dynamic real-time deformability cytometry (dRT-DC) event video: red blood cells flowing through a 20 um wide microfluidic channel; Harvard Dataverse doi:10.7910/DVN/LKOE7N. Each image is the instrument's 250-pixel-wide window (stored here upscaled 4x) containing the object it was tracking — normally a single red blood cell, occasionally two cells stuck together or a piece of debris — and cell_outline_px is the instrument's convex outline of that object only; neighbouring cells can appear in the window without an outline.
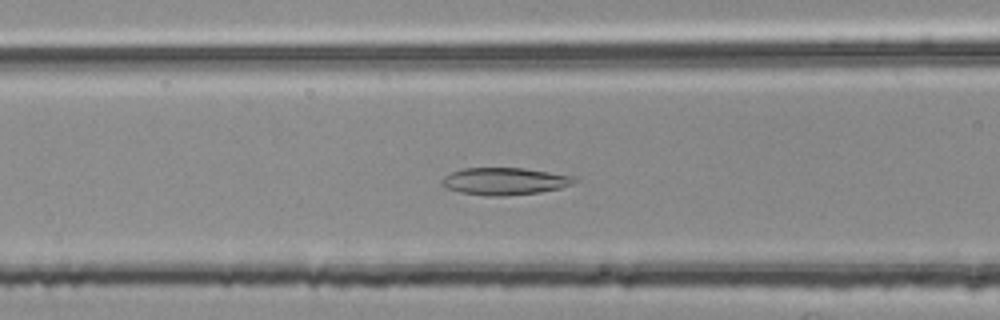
{"species": "common noctule bat (a hibernating species)", "species_latin": "Nyctalus noctula", "temperature_condition": "room temperature", "stored_images_in_passage": 38, "camera_frame_rate_fps": 3000, "um_per_image_px": 0.085, "animal": {"sex": "female", "body_mass_g": 25.1}, "frame": {"image": 1, "passage_image": 7, "time_ms": 2.0, "image_size_px": [1000, 320], "cell_outline_px": [[576, 180], [572, 184], [560, 188], [540, 192], [504, 196], [488, 196], [460, 192], [448, 188], [440, 184], [440, 180], [444, 176], [460, 168], [524, 168], [576, 176]], "centroid_in_image_um": [42.88, 15.4], "position_along_channel_um": 123.7, "area_um2": 21.1}}
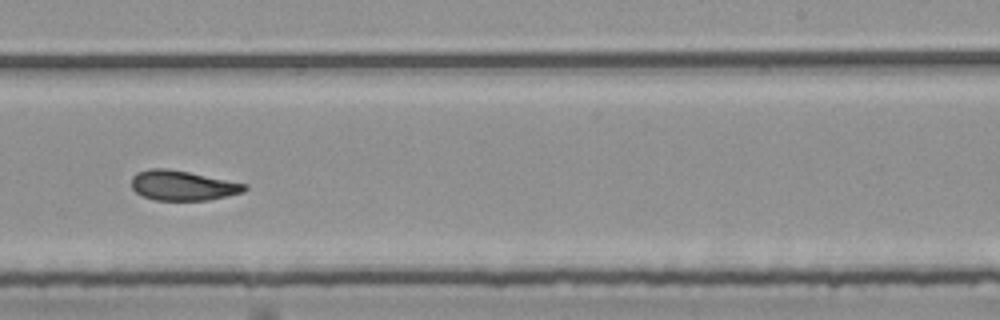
{"frame": {"image": 2, "passage_image": 19, "time_ms": 6.0, "image_size_px": [1000, 320], "cell_outline_px": [[248, 188], [244, 192], [208, 200], [156, 200], [144, 196], [136, 192], [132, 188], [132, 176], [136, 172], [152, 168], [168, 168], [248, 184]], "centroid_in_image_um": [15.53, 15.76], "position_along_channel_um": 273.5, "area_um2": 19.65}}
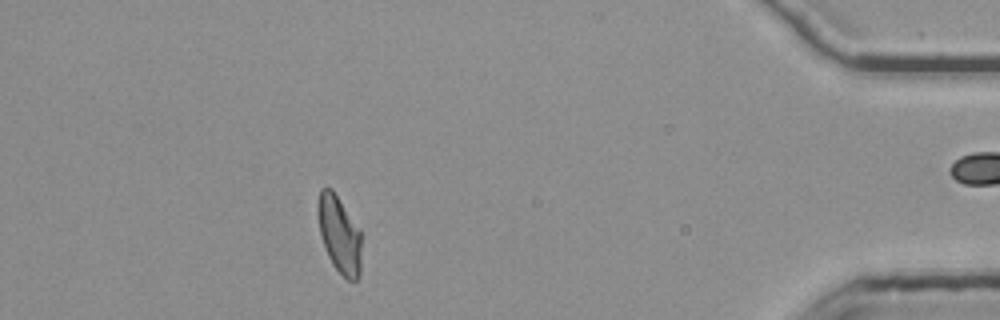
{"frame": {"image": 3, "passage_image": 34, "time_ms": 11.0, "image_size_px": [1000, 320], "cell_outline_px": [[360, 272], [356, 280], [348, 280], [332, 264], [328, 256], [320, 232], [316, 212], [316, 208], [320, 188], [332, 188], [360, 228]], "centroid_in_image_um": [28.82, 19.87], "position_along_channel_um": 406.4, "area_um2": 19.54}, "authors_computed_cell_mechanics": {"area_um2": 20.1144, "velocity_mm_per_s": 3.757, "shape_relaxation_time_tau1_ms": 9.8525, "shape_relaxation_time_tau2_ms": 2.0177, "deformation_change_tau1": 0.1911, "deformation_change_tau2": 0.0833}}